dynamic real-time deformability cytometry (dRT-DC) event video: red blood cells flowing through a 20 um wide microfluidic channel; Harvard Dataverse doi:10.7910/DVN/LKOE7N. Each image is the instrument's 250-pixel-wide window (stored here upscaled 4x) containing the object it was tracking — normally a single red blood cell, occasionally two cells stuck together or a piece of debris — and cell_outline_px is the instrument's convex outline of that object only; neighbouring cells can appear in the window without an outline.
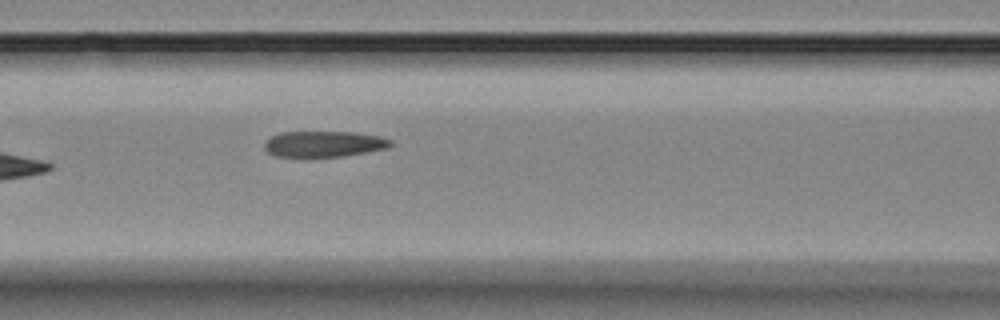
{"species": "Egyptian fruit bat (a non-hibernating species)", "species_latin": "Rousettus aegyptiacus", "temperature_condition": "room temperature", "stored_images_in_passage": 5, "camera_frame_rate_fps": 3000, "um_per_image_px": 0.085, "animal": {"sex": "female"}, "frame": {"image": 1, "passage_image": 5, "time_ms": 5.667, "image_size_px": [1000, 320], "cell_outline_px": [[392, 144], [388, 148], [344, 156], [276, 156], [268, 152], [264, 148], [264, 144], [272, 136], [280, 132], [352, 132], [380, 136], [392, 140]], "centroid_in_image_um": [27.56, 12.23], "position_along_channel_um": 139.0, "area_um2": 18.84}}